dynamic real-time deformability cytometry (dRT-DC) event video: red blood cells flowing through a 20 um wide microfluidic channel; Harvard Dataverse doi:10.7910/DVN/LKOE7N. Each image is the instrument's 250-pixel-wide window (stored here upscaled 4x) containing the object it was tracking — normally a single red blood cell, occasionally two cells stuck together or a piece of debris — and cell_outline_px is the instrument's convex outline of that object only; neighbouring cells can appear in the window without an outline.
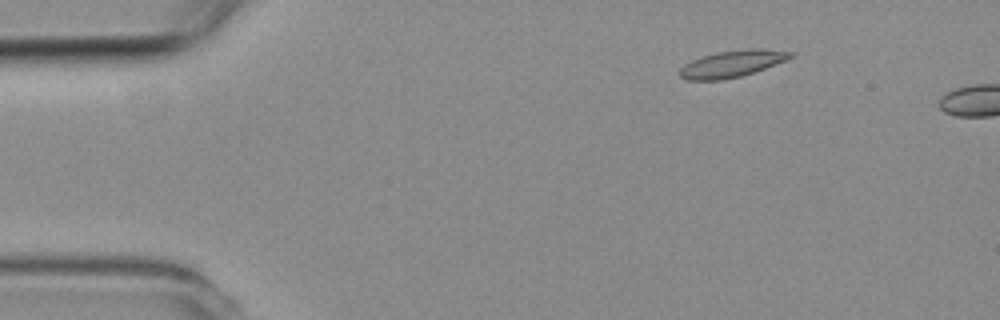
{"species": "common noctule bat (a hibernating species)", "species_latin": "Nyctalus noctula", "temperature_condition": "room temperature", "stored_images_in_passage": 5, "camera_frame_rate_fps": 3000, "um_per_image_px": 0.085, "animal": {"sex": "female", "body_mass_g": 19.3, "forearm_length_mm": 54.1}, "frame": {"image": 1, "passage_image": 2, "time_ms": 1.0, "image_size_px": [1000, 320], "cell_outline_px": [[792, 56], [784, 60], [764, 68], [740, 76], [720, 80], [688, 80], [680, 76], [680, 68], [692, 60], [704, 56], [720, 52], [792, 52]], "centroid_in_image_um": [62.04, 5.51], "position_along_channel_um": 23.0, "area_um2": 15.49}}